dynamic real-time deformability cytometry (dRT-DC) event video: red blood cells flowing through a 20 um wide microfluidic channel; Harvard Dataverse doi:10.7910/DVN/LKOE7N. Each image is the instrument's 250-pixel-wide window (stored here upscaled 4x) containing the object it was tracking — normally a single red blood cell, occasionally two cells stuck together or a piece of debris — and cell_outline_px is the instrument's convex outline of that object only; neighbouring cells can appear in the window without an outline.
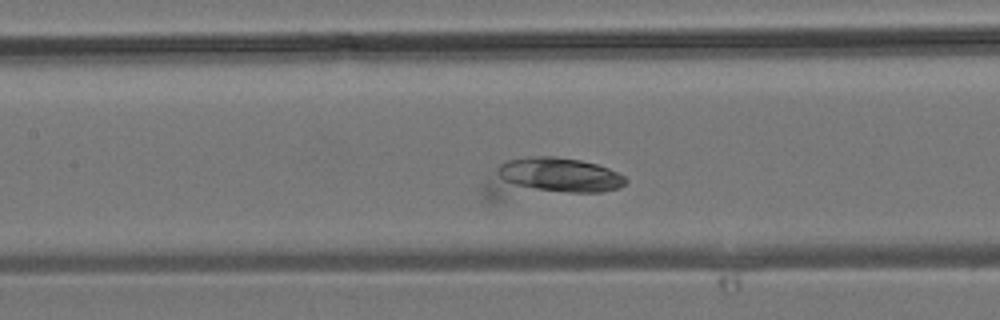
{"species": "common noctule bat (a hibernating species)", "species_latin": "Nyctalus noctula", "temperature_condition": "room temperature", "stored_images_in_passage": 7, "camera_frame_rate_fps": 3000, "um_per_image_px": 0.085, "animal": {"sex": "male", "body_mass_g": 19.2, "forearm_length_mm": 51.8}, "frame": {"image": 1, "passage_image": 7, "time_ms": 2.0, "image_size_px": [1000, 320], "cell_outline_px": [[628, 180], [620, 188], [600, 192], [492, 204], [488, 204], [484, 200], [480, 192], [480, 184], [500, 164], [508, 160], [528, 156], [556, 156], [580, 160], [596, 164], [608, 168], [624, 176]], "centroid_in_image_um": [46.48, 15.24], "position_along_channel_um": 160.9, "area_um2": 35.55}}